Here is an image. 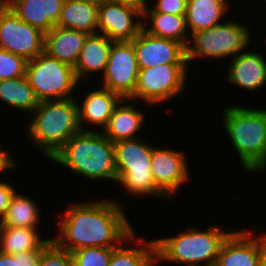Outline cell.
<instances>
[{
	"instance_id": "obj_1",
	"label": "cell",
	"mask_w": 266,
	"mask_h": 266,
	"mask_svg": "<svg viewBox=\"0 0 266 266\" xmlns=\"http://www.w3.org/2000/svg\"><path fill=\"white\" fill-rule=\"evenodd\" d=\"M76 201L66 208L56 224L52 240L73 252L85 247L117 248L135 232L125 208L116 199Z\"/></svg>"
},
{
	"instance_id": "obj_2",
	"label": "cell",
	"mask_w": 266,
	"mask_h": 266,
	"mask_svg": "<svg viewBox=\"0 0 266 266\" xmlns=\"http://www.w3.org/2000/svg\"><path fill=\"white\" fill-rule=\"evenodd\" d=\"M50 160L69 169L73 176L92 182L106 179L117 182L113 142L95 128L80 130Z\"/></svg>"
},
{
	"instance_id": "obj_3",
	"label": "cell",
	"mask_w": 266,
	"mask_h": 266,
	"mask_svg": "<svg viewBox=\"0 0 266 266\" xmlns=\"http://www.w3.org/2000/svg\"><path fill=\"white\" fill-rule=\"evenodd\" d=\"M242 105V106H241ZM229 105L221 110L224 131L243 171H266V109Z\"/></svg>"
},
{
	"instance_id": "obj_4",
	"label": "cell",
	"mask_w": 266,
	"mask_h": 266,
	"mask_svg": "<svg viewBox=\"0 0 266 266\" xmlns=\"http://www.w3.org/2000/svg\"><path fill=\"white\" fill-rule=\"evenodd\" d=\"M25 136L49 160L81 129L76 98L42 101L28 115Z\"/></svg>"
},
{
	"instance_id": "obj_5",
	"label": "cell",
	"mask_w": 266,
	"mask_h": 266,
	"mask_svg": "<svg viewBox=\"0 0 266 266\" xmlns=\"http://www.w3.org/2000/svg\"><path fill=\"white\" fill-rule=\"evenodd\" d=\"M201 228L188 227L175 236L155 238L157 266L163 261L178 266H215L220 248L232 230L228 232L214 224Z\"/></svg>"
},
{
	"instance_id": "obj_6",
	"label": "cell",
	"mask_w": 266,
	"mask_h": 266,
	"mask_svg": "<svg viewBox=\"0 0 266 266\" xmlns=\"http://www.w3.org/2000/svg\"><path fill=\"white\" fill-rule=\"evenodd\" d=\"M142 137L113 143L117 182L131 197L147 196L168 199L156 186L151 174V156L154 144Z\"/></svg>"
},
{
	"instance_id": "obj_7",
	"label": "cell",
	"mask_w": 266,
	"mask_h": 266,
	"mask_svg": "<svg viewBox=\"0 0 266 266\" xmlns=\"http://www.w3.org/2000/svg\"><path fill=\"white\" fill-rule=\"evenodd\" d=\"M248 26L227 19L215 27L192 34L186 48L188 67L199 58L230 60L245 51L252 43V30Z\"/></svg>"
},
{
	"instance_id": "obj_8",
	"label": "cell",
	"mask_w": 266,
	"mask_h": 266,
	"mask_svg": "<svg viewBox=\"0 0 266 266\" xmlns=\"http://www.w3.org/2000/svg\"><path fill=\"white\" fill-rule=\"evenodd\" d=\"M25 76L39 102L74 98L80 84L74 67L45 52L27 62Z\"/></svg>"
},
{
	"instance_id": "obj_9",
	"label": "cell",
	"mask_w": 266,
	"mask_h": 266,
	"mask_svg": "<svg viewBox=\"0 0 266 266\" xmlns=\"http://www.w3.org/2000/svg\"><path fill=\"white\" fill-rule=\"evenodd\" d=\"M188 68V64H161L139 68L137 86L130 99L135 101L134 104L137 100H143L150 107L179 98L187 87Z\"/></svg>"
},
{
	"instance_id": "obj_10",
	"label": "cell",
	"mask_w": 266,
	"mask_h": 266,
	"mask_svg": "<svg viewBox=\"0 0 266 266\" xmlns=\"http://www.w3.org/2000/svg\"><path fill=\"white\" fill-rule=\"evenodd\" d=\"M45 33L19 18L10 7H0V49L27 61L44 52Z\"/></svg>"
},
{
	"instance_id": "obj_11",
	"label": "cell",
	"mask_w": 266,
	"mask_h": 266,
	"mask_svg": "<svg viewBox=\"0 0 266 266\" xmlns=\"http://www.w3.org/2000/svg\"><path fill=\"white\" fill-rule=\"evenodd\" d=\"M139 67L132 42H113L106 70L100 75V86L118 94L122 99L134 95Z\"/></svg>"
},
{
	"instance_id": "obj_12",
	"label": "cell",
	"mask_w": 266,
	"mask_h": 266,
	"mask_svg": "<svg viewBox=\"0 0 266 266\" xmlns=\"http://www.w3.org/2000/svg\"><path fill=\"white\" fill-rule=\"evenodd\" d=\"M183 151L165 146L153 147L151 156V174L155 186L167 197L174 198L176 193L192 180L191 167ZM191 178V179H190ZM190 180V181H189ZM174 195V196H173Z\"/></svg>"
},
{
	"instance_id": "obj_13",
	"label": "cell",
	"mask_w": 266,
	"mask_h": 266,
	"mask_svg": "<svg viewBox=\"0 0 266 266\" xmlns=\"http://www.w3.org/2000/svg\"><path fill=\"white\" fill-rule=\"evenodd\" d=\"M97 17L98 33L113 42H131L142 29L143 11L128 4L105 1Z\"/></svg>"
},
{
	"instance_id": "obj_14",
	"label": "cell",
	"mask_w": 266,
	"mask_h": 266,
	"mask_svg": "<svg viewBox=\"0 0 266 266\" xmlns=\"http://www.w3.org/2000/svg\"><path fill=\"white\" fill-rule=\"evenodd\" d=\"M234 230L224 240L215 266H258L266 257V232Z\"/></svg>"
},
{
	"instance_id": "obj_15",
	"label": "cell",
	"mask_w": 266,
	"mask_h": 266,
	"mask_svg": "<svg viewBox=\"0 0 266 266\" xmlns=\"http://www.w3.org/2000/svg\"><path fill=\"white\" fill-rule=\"evenodd\" d=\"M131 42L139 68L161 64H187V49L175 40L153 36L142 28Z\"/></svg>"
},
{
	"instance_id": "obj_16",
	"label": "cell",
	"mask_w": 266,
	"mask_h": 266,
	"mask_svg": "<svg viewBox=\"0 0 266 266\" xmlns=\"http://www.w3.org/2000/svg\"><path fill=\"white\" fill-rule=\"evenodd\" d=\"M260 52L246 49L229 60L226 76L229 84L255 93L266 86V58Z\"/></svg>"
},
{
	"instance_id": "obj_17",
	"label": "cell",
	"mask_w": 266,
	"mask_h": 266,
	"mask_svg": "<svg viewBox=\"0 0 266 266\" xmlns=\"http://www.w3.org/2000/svg\"><path fill=\"white\" fill-rule=\"evenodd\" d=\"M78 97L76 102L78 106V122L81 130H91L94 126H98L101 128L100 130H103L115 106L122 99L118 94L100 86L85 93L84 98L81 99L82 103L78 101ZM91 125L93 127L89 128Z\"/></svg>"
},
{
	"instance_id": "obj_18",
	"label": "cell",
	"mask_w": 266,
	"mask_h": 266,
	"mask_svg": "<svg viewBox=\"0 0 266 266\" xmlns=\"http://www.w3.org/2000/svg\"><path fill=\"white\" fill-rule=\"evenodd\" d=\"M130 102H132L130 98L121 99L101 131L113 143L142 136L138 133L144 129L146 114Z\"/></svg>"
},
{
	"instance_id": "obj_19",
	"label": "cell",
	"mask_w": 266,
	"mask_h": 266,
	"mask_svg": "<svg viewBox=\"0 0 266 266\" xmlns=\"http://www.w3.org/2000/svg\"><path fill=\"white\" fill-rule=\"evenodd\" d=\"M112 43V40L101 33L87 35L74 67L79 82H89L90 75L94 72L104 74Z\"/></svg>"
},
{
	"instance_id": "obj_20",
	"label": "cell",
	"mask_w": 266,
	"mask_h": 266,
	"mask_svg": "<svg viewBox=\"0 0 266 266\" xmlns=\"http://www.w3.org/2000/svg\"><path fill=\"white\" fill-rule=\"evenodd\" d=\"M64 0H15L9 7L24 22L48 33L61 15Z\"/></svg>"
},
{
	"instance_id": "obj_21",
	"label": "cell",
	"mask_w": 266,
	"mask_h": 266,
	"mask_svg": "<svg viewBox=\"0 0 266 266\" xmlns=\"http://www.w3.org/2000/svg\"><path fill=\"white\" fill-rule=\"evenodd\" d=\"M87 35L82 31L54 26L45 34L44 52L75 67Z\"/></svg>"
},
{
	"instance_id": "obj_22",
	"label": "cell",
	"mask_w": 266,
	"mask_h": 266,
	"mask_svg": "<svg viewBox=\"0 0 266 266\" xmlns=\"http://www.w3.org/2000/svg\"><path fill=\"white\" fill-rule=\"evenodd\" d=\"M229 0H187L186 27L189 35L207 30L227 20ZM226 18V19H223Z\"/></svg>"
},
{
	"instance_id": "obj_23",
	"label": "cell",
	"mask_w": 266,
	"mask_h": 266,
	"mask_svg": "<svg viewBox=\"0 0 266 266\" xmlns=\"http://www.w3.org/2000/svg\"><path fill=\"white\" fill-rule=\"evenodd\" d=\"M137 234L138 233L135 231L127 239V242L124 241L120 246L113 250L109 266L157 265L155 240H144L142 237H137ZM130 243L133 244L132 247L130 246Z\"/></svg>"
},
{
	"instance_id": "obj_24",
	"label": "cell",
	"mask_w": 266,
	"mask_h": 266,
	"mask_svg": "<svg viewBox=\"0 0 266 266\" xmlns=\"http://www.w3.org/2000/svg\"><path fill=\"white\" fill-rule=\"evenodd\" d=\"M98 6L88 0H64L56 26L87 34L98 33Z\"/></svg>"
},
{
	"instance_id": "obj_25",
	"label": "cell",
	"mask_w": 266,
	"mask_h": 266,
	"mask_svg": "<svg viewBox=\"0 0 266 266\" xmlns=\"http://www.w3.org/2000/svg\"><path fill=\"white\" fill-rule=\"evenodd\" d=\"M142 28L153 36L180 42L186 48L190 41L185 15L143 12Z\"/></svg>"
},
{
	"instance_id": "obj_26",
	"label": "cell",
	"mask_w": 266,
	"mask_h": 266,
	"mask_svg": "<svg viewBox=\"0 0 266 266\" xmlns=\"http://www.w3.org/2000/svg\"><path fill=\"white\" fill-rule=\"evenodd\" d=\"M40 228L0 226V252L19 254L22 252L40 250L52 237L43 238Z\"/></svg>"
},
{
	"instance_id": "obj_27",
	"label": "cell",
	"mask_w": 266,
	"mask_h": 266,
	"mask_svg": "<svg viewBox=\"0 0 266 266\" xmlns=\"http://www.w3.org/2000/svg\"><path fill=\"white\" fill-rule=\"evenodd\" d=\"M0 101L25 114H31L39 105L26 76L0 80Z\"/></svg>"
},
{
	"instance_id": "obj_28",
	"label": "cell",
	"mask_w": 266,
	"mask_h": 266,
	"mask_svg": "<svg viewBox=\"0 0 266 266\" xmlns=\"http://www.w3.org/2000/svg\"><path fill=\"white\" fill-rule=\"evenodd\" d=\"M28 195L15 192L4 217L0 221V226L39 228L41 221V210L39 204Z\"/></svg>"
},
{
	"instance_id": "obj_29",
	"label": "cell",
	"mask_w": 266,
	"mask_h": 266,
	"mask_svg": "<svg viewBox=\"0 0 266 266\" xmlns=\"http://www.w3.org/2000/svg\"><path fill=\"white\" fill-rule=\"evenodd\" d=\"M115 248L85 247L71 252L74 266H109Z\"/></svg>"
},
{
	"instance_id": "obj_30",
	"label": "cell",
	"mask_w": 266,
	"mask_h": 266,
	"mask_svg": "<svg viewBox=\"0 0 266 266\" xmlns=\"http://www.w3.org/2000/svg\"><path fill=\"white\" fill-rule=\"evenodd\" d=\"M27 62L23 56L0 49V80L25 76Z\"/></svg>"
},
{
	"instance_id": "obj_31",
	"label": "cell",
	"mask_w": 266,
	"mask_h": 266,
	"mask_svg": "<svg viewBox=\"0 0 266 266\" xmlns=\"http://www.w3.org/2000/svg\"><path fill=\"white\" fill-rule=\"evenodd\" d=\"M39 266H74L71 252L60 248L53 240L43 249Z\"/></svg>"
},
{
	"instance_id": "obj_32",
	"label": "cell",
	"mask_w": 266,
	"mask_h": 266,
	"mask_svg": "<svg viewBox=\"0 0 266 266\" xmlns=\"http://www.w3.org/2000/svg\"><path fill=\"white\" fill-rule=\"evenodd\" d=\"M51 241L52 239L40 250H32L15 255L0 252V266H39L41 253Z\"/></svg>"
},
{
	"instance_id": "obj_33",
	"label": "cell",
	"mask_w": 266,
	"mask_h": 266,
	"mask_svg": "<svg viewBox=\"0 0 266 266\" xmlns=\"http://www.w3.org/2000/svg\"><path fill=\"white\" fill-rule=\"evenodd\" d=\"M152 1L154 3L145 6L143 12H160V13L173 14V15L186 14L187 0H152Z\"/></svg>"
},
{
	"instance_id": "obj_34",
	"label": "cell",
	"mask_w": 266,
	"mask_h": 266,
	"mask_svg": "<svg viewBox=\"0 0 266 266\" xmlns=\"http://www.w3.org/2000/svg\"><path fill=\"white\" fill-rule=\"evenodd\" d=\"M16 188L9 181L0 180V221L4 217Z\"/></svg>"
},
{
	"instance_id": "obj_35",
	"label": "cell",
	"mask_w": 266,
	"mask_h": 266,
	"mask_svg": "<svg viewBox=\"0 0 266 266\" xmlns=\"http://www.w3.org/2000/svg\"><path fill=\"white\" fill-rule=\"evenodd\" d=\"M2 145L0 144V174L3 176L5 172L8 170H14L17 164L16 159L12 158V155H10V151L8 149L3 150L4 148L1 147ZM15 160V161H14ZM0 175V177H1Z\"/></svg>"
},
{
	"instance_id": "obj_36",
	"label": "cell",
	"mask_w": 266,
	"mask_h": 266,
	"mask_svg": "<svg viewBox=\"0 0 266 266\" xmlns=\"http://www.w3.org/2000/svg\"><path fill=\"white\" fill-rule=\"evenodd\" d=\"M107 1L128 4L140 8L142 11L144 9L143 0H107Z\"/></svg>"
},
{
	"instance_id": "obj_37",
	"label": "cell",
	"mask_w": 266,
	"mask_h": 266,
	"mask_svg": "<svg viewBox=\"0 0 266 266\" xmlns=\"http://www.w3.org/2000/svg\"><path fill=\"white\" fill-rule=\"evenodd\" d=\"M15 0H0V7H9Z\"/></svg>"
},
{
	"instance_id": "obj_38",
	"label": "cell",
	"mask_w": 266,
	"mask_h": 266,
	"mask_svg": "<svg viewBox=\"0 0 266 266\" xmlns=\"http://www.w3.org/2000/svg\"><path fill=\"white\" fill-rule=\"evenodd\" d=\"M88 1L95 2L97 4H101V3H103V2H105L107 0H88Z\"/></svg>"
},
{
	"instance_id": "obj_39",
	"label": "cell",
	"mask_w": 266,
	"mask_h": 266,
	"mask_svg": "<svg viewBox=\"0 0 266 266\" xmlns=\"http://www.w3.org/2000/svg\"><path fill=\"white\" fill-rule=\"evenodd\" d=\"M258 266H266V257L261 261Z\"/></svg>"
},
{
	"instance_id": "obj_40",
	"label": "cell",
	"mask_w": 266,
	"mask_h": 266,
	"mask_svg": "<svg viewBox=\"0 0 266 266\" xmlns=\"http://www.w3.org/2000/svg\"><path fill=\"white\" fill-rule=\"evenodd\" d=\"M150 1H151V0H150ZM150 1H149V0H143V5H144V7L147 6V5H149Z\"/></svg>"
}]
</instances>
